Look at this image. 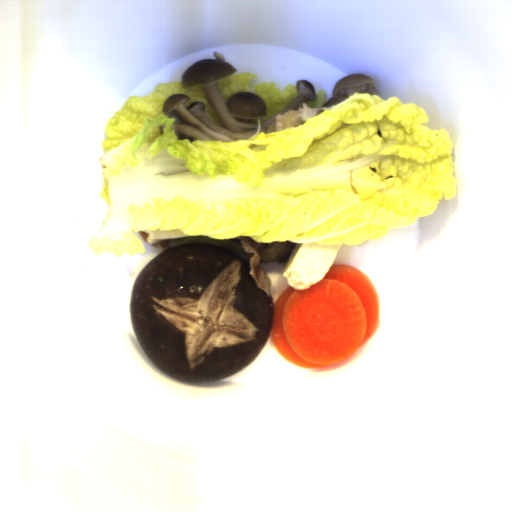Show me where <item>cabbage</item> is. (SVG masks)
<instances>
[{"label":"cabbage","mask_w":512,"mask_h":512,"mask_svg":"<svg viewBox=\"0 0 512 512\" xmlns=\"http://www.w3.org/2000/svg\"><path fill=\"white\" fill-rule=\"evenodd\" d=\"M158 83L126 97L106 124L99 196L108 212L89 247L144 252L134 232L180 230L215 240L250 237L317 246L360 245L432 215L455 196L453 140L416 103L353 93L304 124L237 141L178 139L163 113L173 94L204 103L201 84ZM226 129V128H225Z\"/></svg>","instance_id":"1"},{"label":"cabbage","mask_w":512,"mask_h":512,"mask_svg":"<svg viewBox=\"0 0 512 512\" xmlns=\"http://www.w3.org/2000/svg\"><path fill=\"white\" fill-rule=\"evenodd\" d=\"M258 78L257 75L248 72H234L217 81L219 91L227 103L230 97L239 91L252 92L259 95L266 102V117L261 118L263 123L287 107L299 94L297 86L287 84L281 92L274 82H263L250 88V81Z\"/></svg>","instance_id":"2"},{"label":"cabbage","mask_w":512,"mask_h":512,"mask_svg":"<svg viewBox=\"0 0 512 512\" xmlns=\"http://www.w3.org/2000/svg\"><path fill=\"white\" fill-rule=\"evenodd\" d=\"M315 94H316L315 100H310V101L304 103L309 108H321L327 102L326 90H320L319 92H317Z\"/></svg>","instance_id":"3"}]
</instances>
